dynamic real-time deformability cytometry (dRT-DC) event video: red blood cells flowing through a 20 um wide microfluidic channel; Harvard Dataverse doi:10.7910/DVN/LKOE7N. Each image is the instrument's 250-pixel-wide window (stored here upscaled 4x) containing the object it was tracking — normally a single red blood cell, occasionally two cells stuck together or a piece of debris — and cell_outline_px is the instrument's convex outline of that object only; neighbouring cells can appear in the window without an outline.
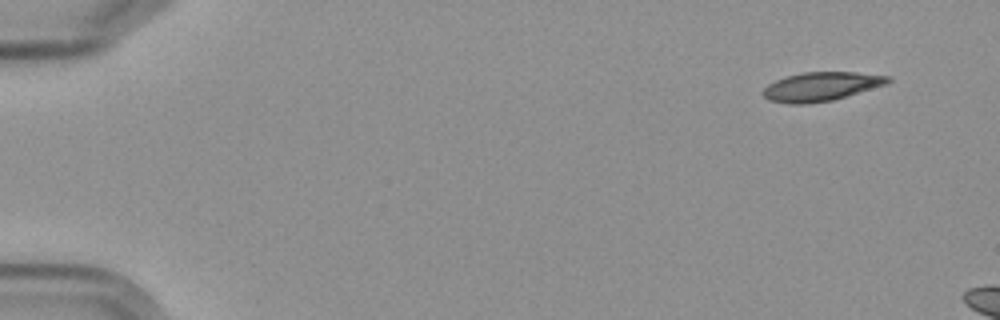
{"species": "Egyptian fruit bat (a non-hibernating species)", "species_latin": "Rousettus aegyptiacus", "temperature_condition": "cold", "stored_images_in_passage": 4, "camera_frame_rate_fps": 3000, "um_per_image_px": 0.085, "frame": {"image": 1, "passage_image": 1, "time_ms": 0.0, "image_size_px": [1000, 320], "cell_outline_px": [[892, 80], [888, 84], [832, 100], [808, 104], [788, 104], [768, 100], [764, 96], [764, 88], [768, 84], [784, 76], [804, 72], [856, 72], [892, 76]], "centroid_in_image_um": [69.82, 7.35], "position_along_channel_um": 15.2, "area_um2": 21.15}}